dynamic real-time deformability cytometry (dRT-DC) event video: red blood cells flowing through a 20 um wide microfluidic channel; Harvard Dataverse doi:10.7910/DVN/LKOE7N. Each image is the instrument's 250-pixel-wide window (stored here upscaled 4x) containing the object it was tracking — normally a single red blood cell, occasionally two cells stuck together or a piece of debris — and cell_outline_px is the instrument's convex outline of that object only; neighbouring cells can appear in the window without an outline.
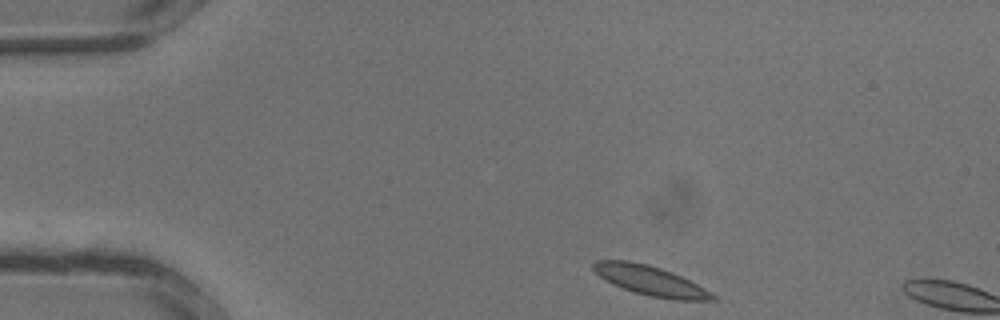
{"species": "common noctule bat (a hibernating species)", "species_latin": "Nyctalus noctula", "temperature_condition": "warm", "stored_images_in_passage": 3, "camera_frame_rate_fps": 3000, "um_per_image_px": 0.085, "animal": {"sex": "male", "body_mass_g": 13.3}, "frame": {"image": 1, "passage_image": 1, "time_ms": 0.0, "image_size_px": [1000, 320], "cell_outline_px": [[716, 300], [672, 300], [652, 296], [636, 292], [612, 284], [604, 280], [592, 268], [592, 264], [596, 260], [628, 260], [648, 264], [672, 272], [704, 288], [716, 296]], "centroid_in_image_um": [55.25, 23.84], "position_along_channel_um": 29.7, "area_um2": 20.35}}